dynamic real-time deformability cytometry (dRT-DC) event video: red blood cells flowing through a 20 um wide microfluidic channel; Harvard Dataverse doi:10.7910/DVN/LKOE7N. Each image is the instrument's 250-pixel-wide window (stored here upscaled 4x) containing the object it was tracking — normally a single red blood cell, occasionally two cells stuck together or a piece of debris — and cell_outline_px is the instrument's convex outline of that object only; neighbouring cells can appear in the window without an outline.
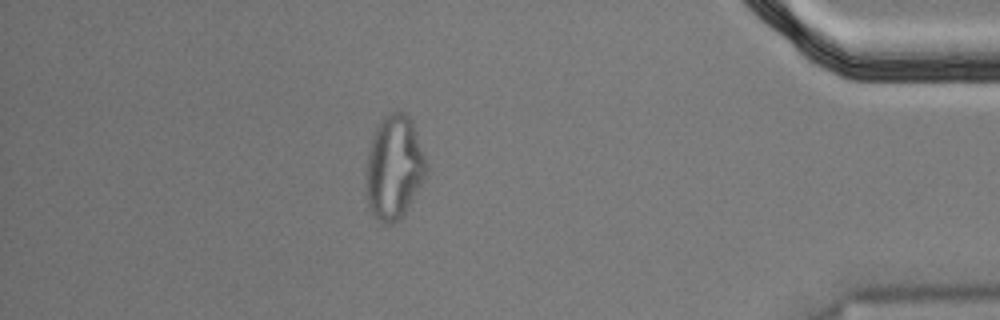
{"species": "Egyptian fruit bat (a non-hibernating species)", "species_latin": "Rousettus aegyptiacus", "temperature_condition": "cold", "stored_images_in_passage": 50, "segment_of_instrument_passage": [2, 2], "camera_frame_rate_fps": 3000, "um_per_image_px": 0.085, "animal": {"sex": "male"}, "frame": {"image": 1, "passage_image": 43, "time_ms": 14.0, "image_size_px": [1000, 320], "cell_outline_px": [[428, 172], [424, 180], [400, 220], [392, 224], [388, 224], [372, 216], [368, 208], [364, 176], [368, 152], [372, 136], [380, 120], [388, 112], [404, 112], [412, 120], [428, 164]], "centroid_in_image_um": [33.48, 14.24], "position_along_channel_um": 401.7, "area_um2": 37.11}}